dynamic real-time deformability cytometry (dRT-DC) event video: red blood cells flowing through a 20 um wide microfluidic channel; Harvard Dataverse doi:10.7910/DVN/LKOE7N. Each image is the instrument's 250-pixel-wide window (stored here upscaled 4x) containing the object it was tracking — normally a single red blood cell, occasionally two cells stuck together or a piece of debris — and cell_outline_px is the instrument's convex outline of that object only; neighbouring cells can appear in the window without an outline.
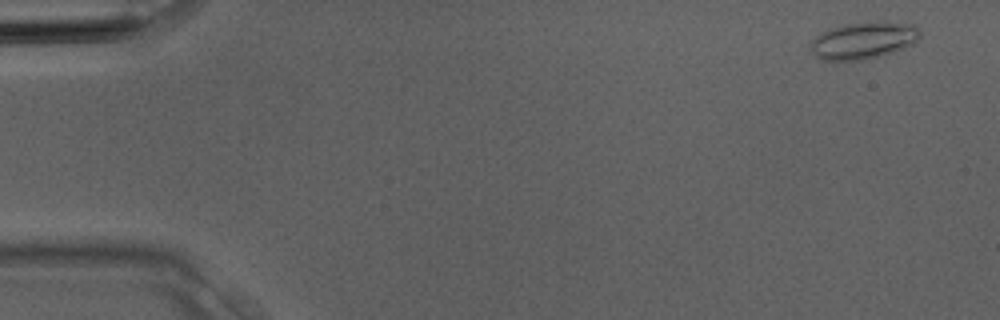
{"species": "Egyptian fruit bat (a non-hibernating species)", "species_latin": "Rousettus aegyptiacus", "temperature_condition": "room temperature", "stored_images_in_passage": 4, "camera_frame_rate_fps": 3000, "um_per_image_px": 0.085, "animal": {"sex": "male"}, "frame": {"image": 1, "passage_image": 1, "time_ms": 0.0, "image_size_px": [1000, 320], "cell_outline_px": [[920, 36], [912, 44], [904, 48], [880, 56], [864, 60], [820, 60], [812, 52], [812, 40], [816, 36], [832, 28], [848, 24], [884, 20], [916, 24], [920, 28]], "centroid_in_image_um": [73.47, 3.42], "position_along_channel_um": 11.5, "area_um2": 23.64}}